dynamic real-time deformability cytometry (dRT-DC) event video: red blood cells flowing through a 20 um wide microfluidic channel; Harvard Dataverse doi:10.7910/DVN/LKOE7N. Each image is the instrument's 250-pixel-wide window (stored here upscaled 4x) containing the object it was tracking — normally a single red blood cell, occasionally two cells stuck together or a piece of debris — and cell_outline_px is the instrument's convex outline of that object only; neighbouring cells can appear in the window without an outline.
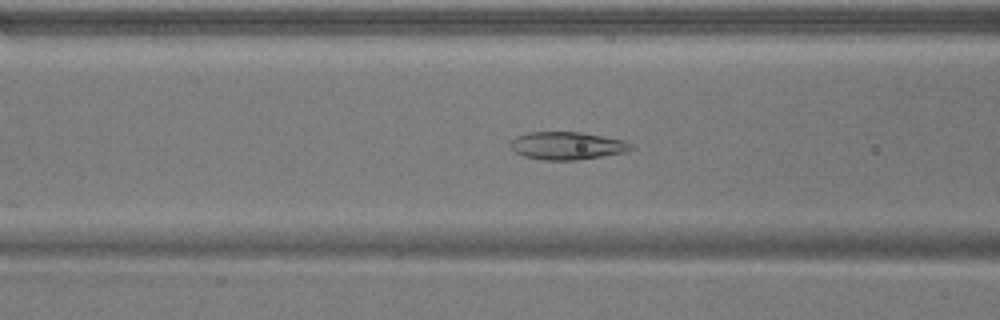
{"species": "common noctule bat (a hibernating species)", "species_latin": "Nyctalus noctula", "temperature_condition": "warm", "stored_images_in_passage": 52, "camera_frame_rate_fps": 3000, "um_per_image_px": 0.085, "animal": {"sex": "male", "body_mass_g": 17.9}, "frame": {"image": 1, "passage_image": 20, "time_ms": 6.333, "image_size_px": [1000, 320], "cell_outline_px": [[632, 148], [624, 152], [576, 160], [544, 160], [524, 156], [516, 152], [508, 144], [516, 136], [528, 132], [580, 132], [624, 140], [632, 144]], "centroid_in_image_um": [48.16, 12.38], "position_along_channel_um": 118.4, "area_um2": 19.31}}
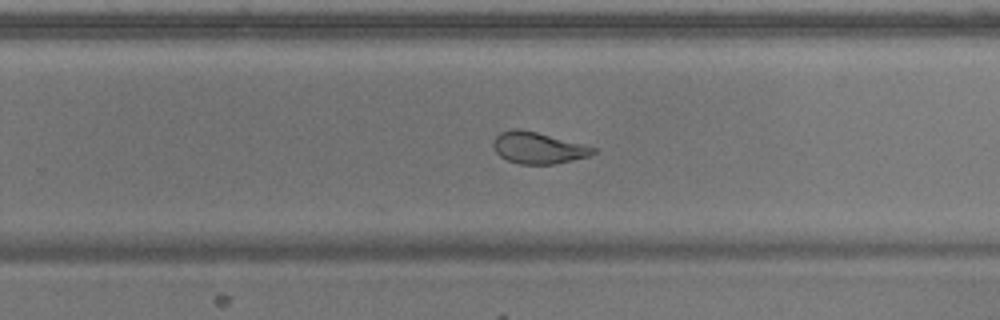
{"frame": {"image": 2, "passage_image": 33, "time_ms": 10.667, "image_size_px": [1000, 320], "cell_outline_px": [[596, 152], [588, 156], [556, 164], [520, 164], [508, 160], [500, 156], [496, 152], [492, 144], [496, 136], [500, 132], [516, 128], [520, 128], [584, 144], [596, 148]], "centroid_in_image_um": [45.73, 12.57], "position_along_channel_um": 284.1, "area_um2": 18.26}}
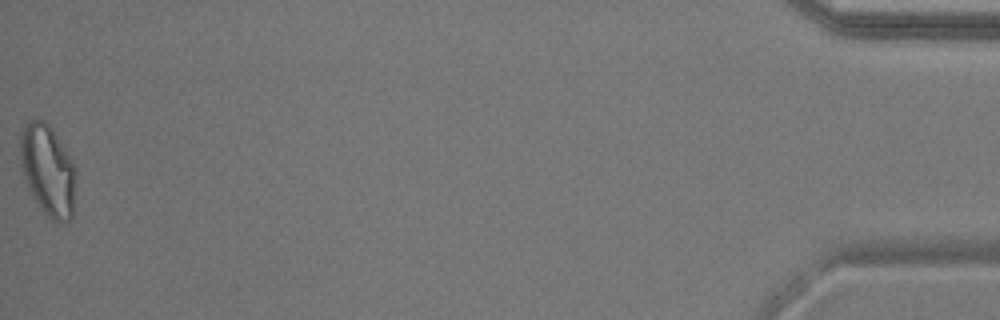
{"frame": {"image": 3, "passage_image": 52, "time_ms": 17.0, "image_size_px": [1000, 320], "cell_outline_px": [[76, 176], [72, 216], [68, 220], [52, 220], [40, 208], [32, 196], [24, 176], [20, 164], [20, 132], [28, 120], [36, 116], [44, 120], [52, 128], [76, 168]], "centroid_in_image_um": [4.04, 14.41], "position_along_channel_um": 431.2, "area_um2": 29.54}, "authors_computed_cell_mechanics": {"area_um2": 22.3397, "velocity_mm_per_s": 3.8242, "shape_relaxation_time_tau1_ms": null, "shape_relaxation_time_tau2_ms": 1.2214, "deformation_change_tau1": null, "deformation_change_tau2": 0.0648}}